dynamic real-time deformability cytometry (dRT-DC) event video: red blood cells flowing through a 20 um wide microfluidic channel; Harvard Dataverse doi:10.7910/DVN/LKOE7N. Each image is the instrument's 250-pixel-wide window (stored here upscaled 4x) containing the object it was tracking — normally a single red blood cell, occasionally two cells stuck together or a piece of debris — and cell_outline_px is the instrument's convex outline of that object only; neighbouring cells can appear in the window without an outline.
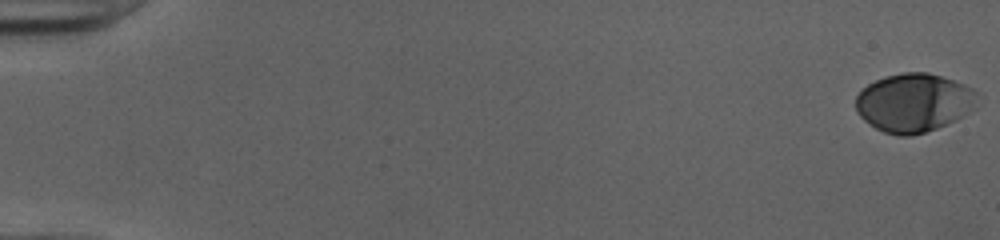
{"species": "human", "species_latin": "Homo sapiens", "temperature_condition": "cold", "stored_images_in_passage": 53, "camera_frame_rate_fps": 3000, "um_per_image_px": 0.085, "donor": {"sex": "female"}, "frame": {"image": 1, "passage_image": 1, "time_ms": 0.0, "image_size_px": [1000, 240], "cell_outline_px": [[984, 96], [976, 108], [956, 120], [936, 128], [912, 136], [896, 136], [884, 132], [876, 128], [864, 120], [856, 112], [856, 96], [868, 84], [884, 76], [904, 72], [928, 72], [964, 84], [972, 88]], "centroid_in_image_um": [77.74, 8.73], "position_along_channel_um": 7.3, "area_um2": 42.02}}
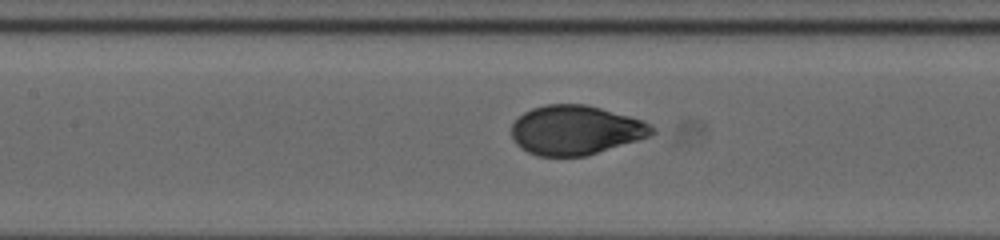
{"frame": {"image": 2, "passage_image": 26, "time_ms": 8.333, "image_size_px": [1000, 240], "cell_outline_px": [[656, 132], [652, 136], [584, 156], [536, 156], [520, 148], [512, 140], [512, 124], [524, 112], [532, 108], [544, 104], [584, 104], [600, 108], [644, 120], [656, 128]], "centroid_in_image_um": [48.94, 11.06], "position_along_channel_um": 158.5, "area_um2": 40.52}}
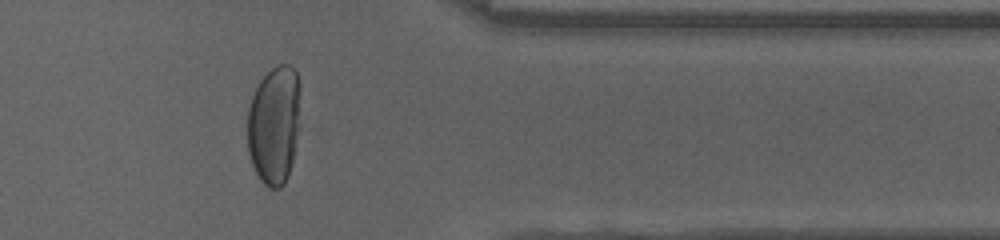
{"frame": {"image": 3, "passage_image": 44, "time_ms": 14.333, "image_size_px": [1000, 240], "cell_outline_px": [[300, 92], [296, 132], [292, 160], [288, 176], [284, 184], [280, 188], [268, 188], [260, 180], [252, 164], [248, 152], [248, 108], [252, 96], [260, 80], [272, 68], [280, 64], [288, 64], [296, 72], [300, 84]], "centroid_in_image_um": [23.28, 10.61], "position_along_channel_um": 388.1, "area_um2": 36.18}, "authors_computed_cell_mechanics": {"area_um2": 41.038, "velocity_mm_per_s": 3.9975, "shape_relaxation_time_tau1_ms": 3.9999, "shape_relaxation_time_tau2_ms": null, "deformation_change_tau1": 0.1905, "deformation_change_tau2": null}}